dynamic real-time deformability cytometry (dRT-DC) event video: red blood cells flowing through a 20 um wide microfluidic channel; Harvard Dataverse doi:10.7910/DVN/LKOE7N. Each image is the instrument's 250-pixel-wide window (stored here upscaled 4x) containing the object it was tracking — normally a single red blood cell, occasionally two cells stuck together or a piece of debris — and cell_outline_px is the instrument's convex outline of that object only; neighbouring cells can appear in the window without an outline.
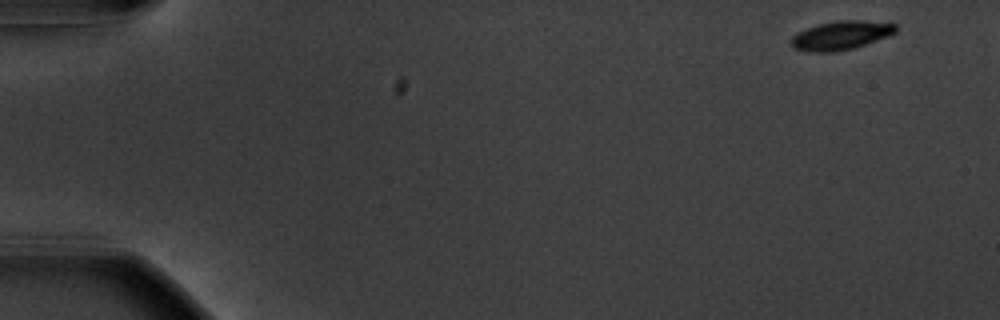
{"species": "common noctule bat (a hibernating species)", "species_latin": "Nyctalus noctula", "temperature_condition": "warm", "stored_images_in_passage": 51, "camera_frame_rate_fps": 3000, "um_per_image_px": 0.085, "animal": {"sex": "male", "body_mass_g": 20.1, "forearm_length_mm": 53.5}, "frame": {"image": 1, "passage_image": 1, "time_ms": 0.0, "image_size_px": [1000, 320], "cell_outline_px": [[896, 32], [888, 36], [852, 48], [832, 52], [808, 52], [792, 48], [792, 36], [796, 32], [820, 24], [836, 20], [892, 20], [896, 24]], "centroid_in_image_um": [71.54, 2.97], "position_along_channel_um": 13.5, "area_um2": 17.8}}
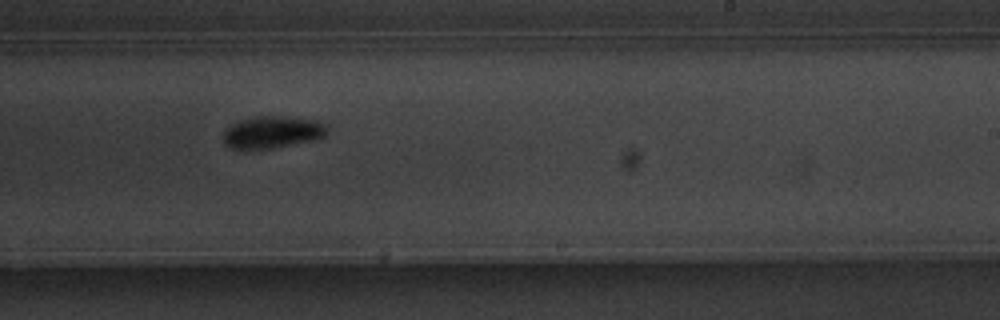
{"frame": {"image": 2, "passage_image": 33, "time_ms": 10.667, "image_size_px": [1000, 320], "cell_outline_px": [[328, 132], [324, 136], [316, 140], [272, 148], [228, 148], [224, 144], [220, 136], [224, 128], [240, 120], [256, 116], [284, 116], [320, 120], [328, 124]], "centroid_in_image_um": [23.15, 11.22], "position_along_channel_um": 265.8, "area_um2": 19.94}}
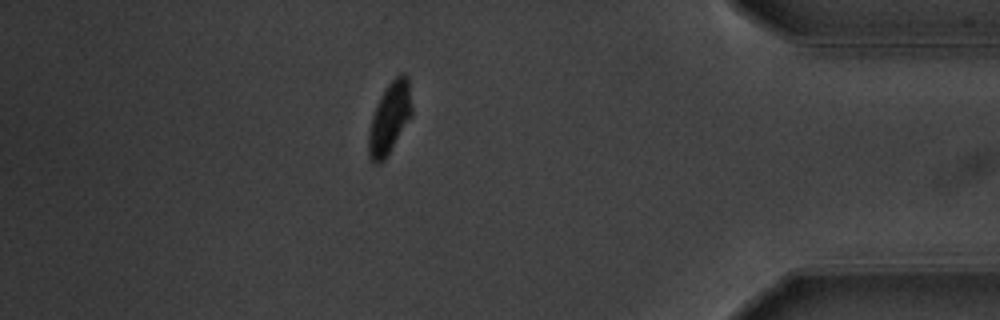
{"frame": {"image": 3, "passage_image": 47, "time_ms": 15.333, "image_size_px": [1000, 320], "cell_outline_px": [[412, 116], [384, 160], [380, 164], [376, 164], [368, 156], [368, 136], [372, 116], [376, 104], [380, 96], [388, 84], [400, 72], [404, 72], [408, 76], [412, 108]], "centroid_in_image_um": [33.12, 10.01], "position_along_channel_um": 402.1, "area_um2": 18.03}}